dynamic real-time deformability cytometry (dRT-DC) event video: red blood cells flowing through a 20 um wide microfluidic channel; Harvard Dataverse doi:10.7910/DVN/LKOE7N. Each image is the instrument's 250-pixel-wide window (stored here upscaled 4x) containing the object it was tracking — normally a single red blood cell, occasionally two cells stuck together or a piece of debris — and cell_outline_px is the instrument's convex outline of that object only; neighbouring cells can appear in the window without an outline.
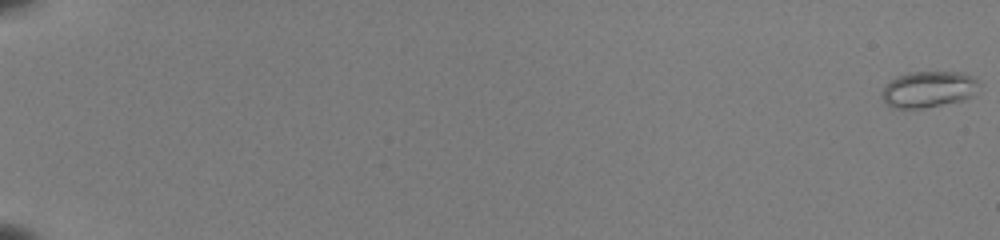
{"species": "common noctule bat (a hibernating species)", "species_latin": "Nyctalus noctula", "temperature_condition": "room temperature", "stored_images_in_passage": 24, "camera_frame_rate_fps": 3000, "um_per_image_px": 0.085, "animal": {"sex": "female", "body_mass_g": 22.0, "forearm_length_mm": 56.7}, "frame": {"image": 1, "passage_image": 1, "time_ms": 0.0, "image_size_px": [1000, 240], "cell_outline_px": [[980, 84], [972, 96], [964, 100], [920, 108], [892, 108], [884, 100], [880, 92], [896, 76], [908, 72], [964, 72], [976, 76]], "centroid_in_image_um": [78.96, 7.57], "position_along_channel_um": 6.0, "area_um2": 20.58}}
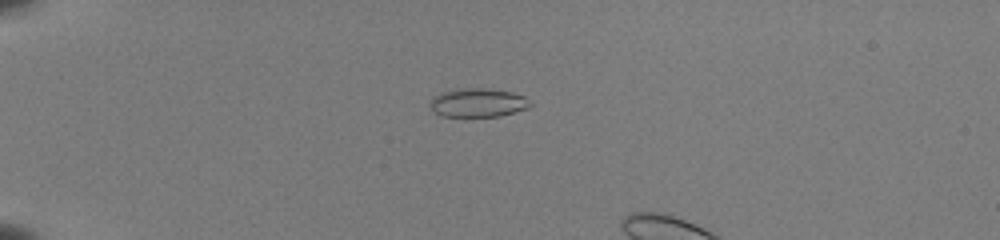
{"frame": {"image": 2, "passage_image": 17, "time_ms": 5.333, "image_size_px": [1000, 240], "cell_outline_px": [[532, 104], [528, 108], [500, 116], [440, 116], [428, 104], [432, 96], [440, 92], [460, 88], [488, 88], [512, 92], [524, 96]], "centroid_in_image_um": [40.6, 8.71], "position_along_channel_um": 44.4, "area_um2": 16.88}}